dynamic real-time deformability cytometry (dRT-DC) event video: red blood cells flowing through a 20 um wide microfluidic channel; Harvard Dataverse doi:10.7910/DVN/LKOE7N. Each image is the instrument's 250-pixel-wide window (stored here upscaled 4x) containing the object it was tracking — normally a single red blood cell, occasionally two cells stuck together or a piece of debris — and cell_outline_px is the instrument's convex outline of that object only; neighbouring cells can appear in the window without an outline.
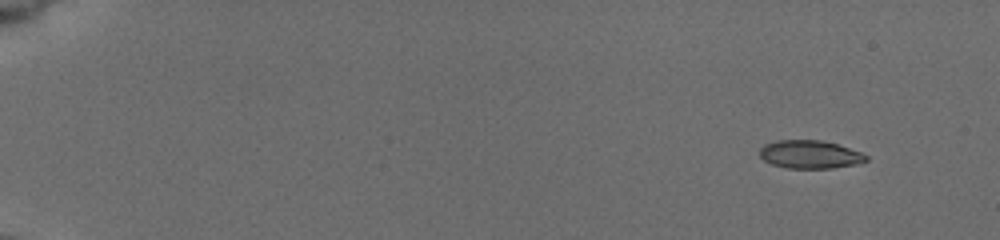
{"species": "common noctule bat (a hibernating species)", "species_latin": "Nyctalus noctula", "temperature_condition": "cold", "stored_images_in_passage": 52, "camera_frame_rate_fps": 3000, "um_per_image_px": 0.085, "animal": {"sex": "female", "body_mass_g": 19.5, "forearm_length_mm": 54.1}, "frame": {"image": 1, "passage_image": 1, "time_ms": 0.0, "image_size_px": [1000, 240], "cell_outline_px": [[868, 160], [852, 164], [832, 168], [788, 168], [772, 164], [764, 160], [760, 156], [760, 148], [764, 144], [780, 140], [816, 140], [836, 144], [860, 152], [868, 156]], "centroid_in_image_um": [68.8, 13.12], "position_along_channel_um": 16.2, "area_um2": 17.11}}
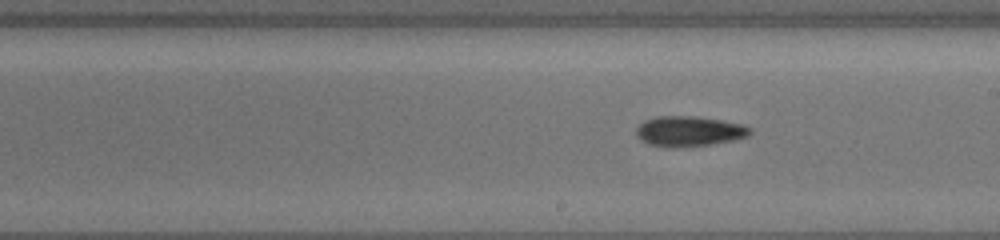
{"frame": {"image": 2, "passage_image": 30, "time_ms": 9.667, "image_size_px": [1000, 240], "cell_outline_px": [[752, 132], [744, 136], [732, 140], [708, 144], [668, 148], [648, 144], [636, 132], [636, 128], [640, 124], [648, 120], [660, 116], [692, 116], [720, 120], [740, 124], [748, 128]], "centroid_in_image_um": [58.53, 11.16], "position_along_channel_um": 230.5, "area_um2": 19.31}}
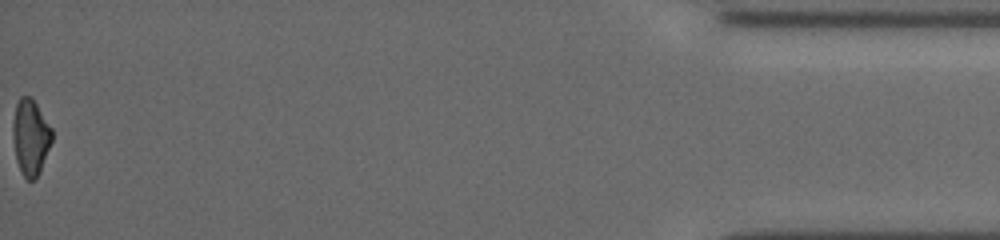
{"frame": {"image": 3, "passage_image": 52, "time_ms": 17.0, "image_size_px": [1000, 240], "cell_outline_px": [[52, 140], [40, 172], [36, 180], [28, 180], [20, 172], [16, 160], [12, 136], [12, 128], [16, 104], [20, 96], [32, 96], [52, 128]], "centroid_in_image_um": [2.59, 11.66], "position_along_channel_um": 432.6, "area_um2": 17.51}, "authors_computed_cell_mechanics": {"area_um2": 17.918, "velocity_mm_per_s": 3.8522, "shape_relaxation_time_tau1_ms": 5.1123, "shape_relaxation_time_tau2_ms": null, "deformation_change_tau1": 0.155, "deformation_change_tau2": null}}